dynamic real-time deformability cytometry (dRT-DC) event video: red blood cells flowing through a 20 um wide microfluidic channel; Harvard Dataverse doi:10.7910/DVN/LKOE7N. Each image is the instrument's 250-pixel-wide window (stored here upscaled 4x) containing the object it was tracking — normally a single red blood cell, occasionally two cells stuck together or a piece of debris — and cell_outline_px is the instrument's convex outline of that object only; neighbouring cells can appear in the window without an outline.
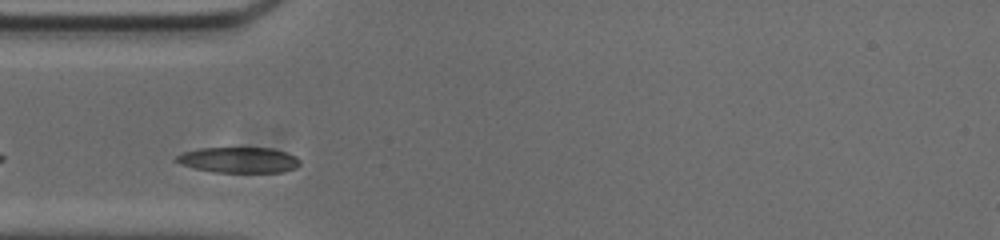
{"species": "common noctule bat (a hibernating species)", "species_latin": "Nyctalus noctula", "temperature_condition": "cold", "stored_images_in_passage": 30, "camera_frame_rate_fps": 3000, "um_per_image_px": 0.085, "animal": {"sex": "male", "body_mass_g": 20.0, "forearm_length_mm": 53.3}, "frame": {"image": 1, "passage_image": 3, "time_ms": 0.667, "image_size_px": [1000, 240], "cell_outline_px": [[300, 164], [296, 168], [284, 172], [212, 172], [180, 164], [176, 160], [176, 156], [184, 152], [200, 148], [272, 148], [296, 156], [300, 160]], "centroid_in_image_um": [20.33, 13.6], "position_along_channel_um": 64.7, "area_um2": 18.38}}
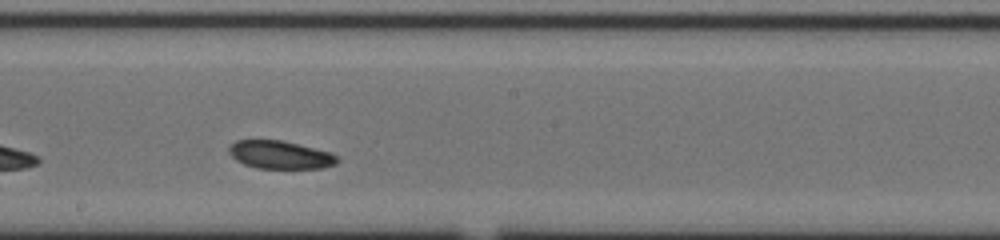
{"frame": {"image": 2, "passage_image": 16, "time_ms": 5.0, "image_size_px": [1000, 240], "cell_outline_px": [[336, 164], [324, 168], [256, 168], [244, 164], [236, 160], [228, 152], [228, 148], [236, 140], [280, 140], [332, 152], [336, 156]], "centroid_in_image_um": [23.8, 13.16], "position_along_channel_um": 224.4, "area_um2": 17.57}}
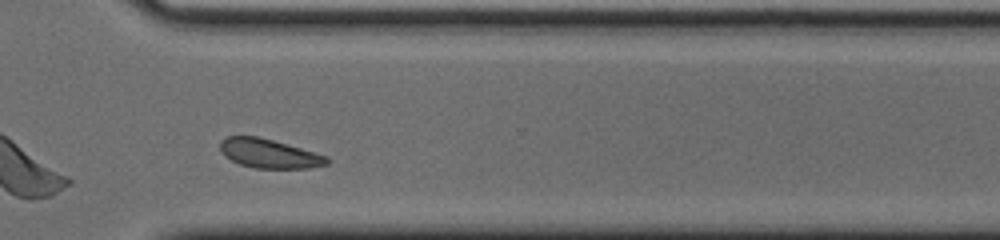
{"frame": {"image": 3, "passage_image": 26, "time_ms": 8.333, "image_size_px": [1000, 240], "cell_outline_px": [[332, 160], [328, 164], [308, 168], [256, 168], [240, 164], [224, 156], [220, 152], [220, 140], [228, 136], [256, 136], [272, 140], [328, 156]], "centroid_in_image_um": [22.87, 13.05], "position_along_channel_um": 347.7, "area_um2": 18.03}, "authors_computed_cell_mechanics": {"area_um2": 18.0047, "velocity_mm_per_s": 3.688, "shape_relaxation_time_tau1_ms": 2.9654, "shape_relaxation_time_tau2_ms": 3.987, "deformation_change_tau1": 0.0719, "deformation_change_tau2": 0.0909}}